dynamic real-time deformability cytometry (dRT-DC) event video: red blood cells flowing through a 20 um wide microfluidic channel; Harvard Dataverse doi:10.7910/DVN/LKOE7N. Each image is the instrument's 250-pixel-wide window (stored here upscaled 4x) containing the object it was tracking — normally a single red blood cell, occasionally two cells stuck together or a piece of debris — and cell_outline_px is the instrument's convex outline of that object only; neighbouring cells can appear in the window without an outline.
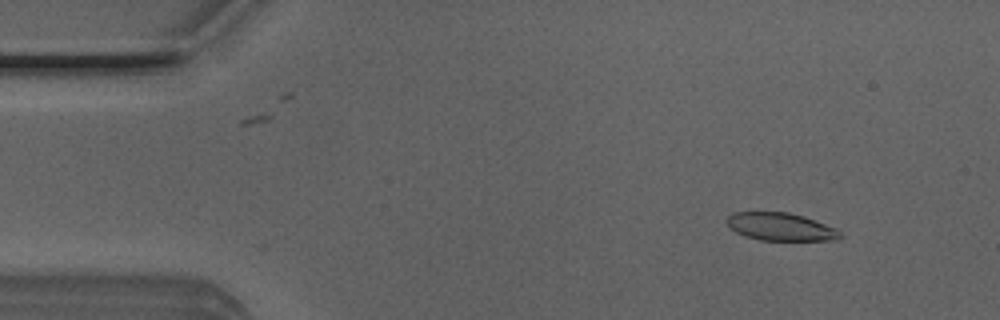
{"species": "Egyptian fruit bat (a non-hibernating species)", "species_latin": "Rousettus aegyptiacus", "temperature_condition": "room temperature", "stored_images_in_passage": 14, "camera_frame_rate_fps": 3000, "um_per_image_px": 0.085, "animal": {"sex": "male"}, "frame": {"image": 1, "passage_image": 5, "time_ms": 1.333, "image_size_px": [1000, 320], "cell_outline_px": [[844, 236], [836, 240], [760, 240], [744, 236], [736, 232], [724, 220], [732, 212], [788, 212], [804, 216], [836, 228]], "centroid_in_image_um": [66.35, 19.27], "position_along_channel_um": 18.6, "area_um2": 18.44}}